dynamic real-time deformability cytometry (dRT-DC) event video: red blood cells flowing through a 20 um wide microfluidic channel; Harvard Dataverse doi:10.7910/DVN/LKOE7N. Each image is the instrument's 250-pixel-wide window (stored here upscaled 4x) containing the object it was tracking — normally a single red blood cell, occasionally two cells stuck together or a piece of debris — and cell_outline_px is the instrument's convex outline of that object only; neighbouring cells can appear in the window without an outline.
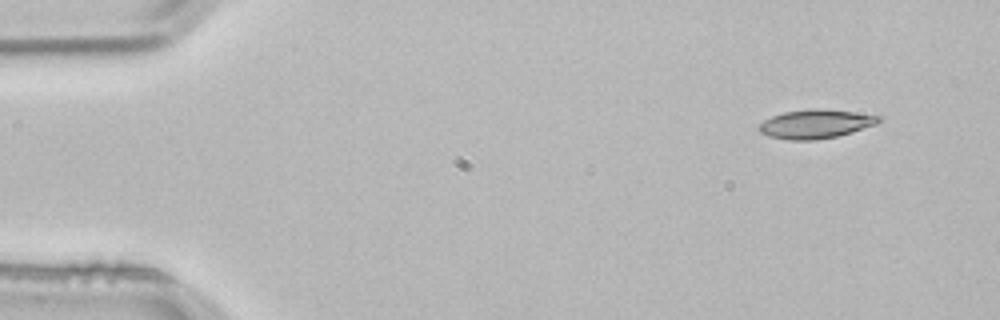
{"species": "common noctule bat (a hibernating species)", "species_latin": "Nyctalus noctula", "temperature_condition": "room temperature", "stored_images_in_passage": 4, "segment_of_instrument_passage": [2, 2], "camera_frame_rate_fps": 3000, "um_per_image_px": 0.085, "animal": {"sex": "male", "body_mass_g": 21.5, "forearm_length_mm": 52.0}, "frame": {"image": 1, "passage_image": 4, "time_ms": 1.0, "image_size_px": [1000, 320], "cell_outline_px": [[884, 120], [876, 124], [852, 132], [836, 136], [816, 140], [788, 140], [768, 136], [760, 132], [760, 124], [764, 120], [772, 116], [784, 112], [816, 108], [820, 108], [884, 116]], "centroid_in_image_um": [69.37, 10.53], "position_along_channel_um": 15.6, "area_um2": 20.11}}